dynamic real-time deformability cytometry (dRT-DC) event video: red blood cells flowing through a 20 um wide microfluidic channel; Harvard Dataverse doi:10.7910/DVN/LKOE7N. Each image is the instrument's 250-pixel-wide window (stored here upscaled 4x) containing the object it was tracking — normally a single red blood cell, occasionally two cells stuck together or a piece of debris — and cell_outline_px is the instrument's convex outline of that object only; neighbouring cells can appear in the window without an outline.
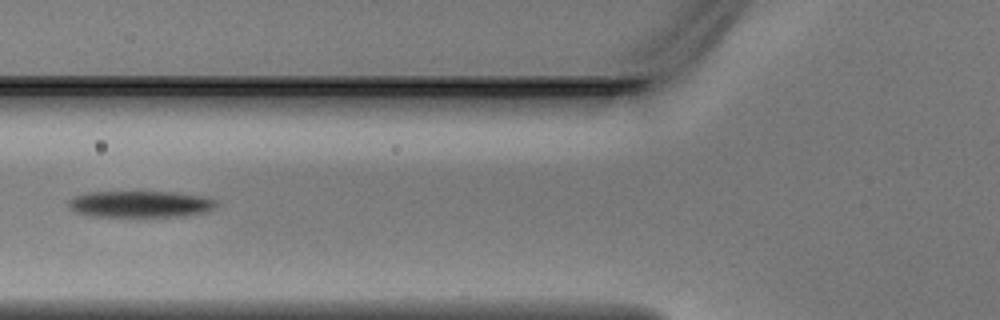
{"species": "Egyptian fruit bat (a non-hibernating species)", "species_latin": "Rousettus aegyptiacus", "temperature_condition": "warm", "stored_images_in_passage": 5, "camera_frame_rate_fps": 3000, "um_per_image_px": 0.085, "animal": {"sex": "male"}, "frame": {"image": 1, "passage_image": 4, "time_ms": 1.0, "image_size_px": [1000, 320], "cell_outline_px": [[220, 204], [216, 208], [208, 212], [184, 216], [92, 216], [72, 212], [68, 208], [68, 200], [72, 196], [88, 192], [172, 192], [200, 196], [216, 200]], "centroid_in_image_um": [11.91, 17.35], "position_along_channel_um": 113.9, "area_um2": 23.12}}
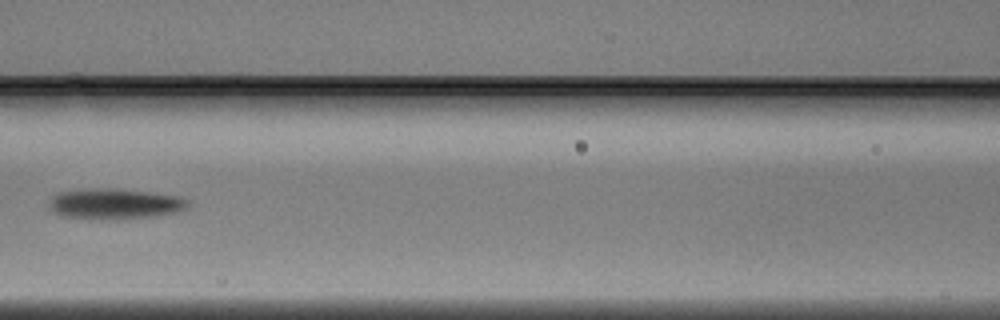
{"frame": {"image": 2, "passage_image": 5, "time_ms": 1.333, "image_size_px": [1000, 320], "cell_outline_px": [[188, 208], [176, 212], [160, 216], [100, 220], [64, 216], [56, 212], [48, 204], [48, 200], [52, 196], [60, 192], [108, 188], [180, 196], [188, 200]], "centroid_in_image_um": [9.79, 17.35], "position_along_channel_um": 156.8, "area_um2": 24.39}}